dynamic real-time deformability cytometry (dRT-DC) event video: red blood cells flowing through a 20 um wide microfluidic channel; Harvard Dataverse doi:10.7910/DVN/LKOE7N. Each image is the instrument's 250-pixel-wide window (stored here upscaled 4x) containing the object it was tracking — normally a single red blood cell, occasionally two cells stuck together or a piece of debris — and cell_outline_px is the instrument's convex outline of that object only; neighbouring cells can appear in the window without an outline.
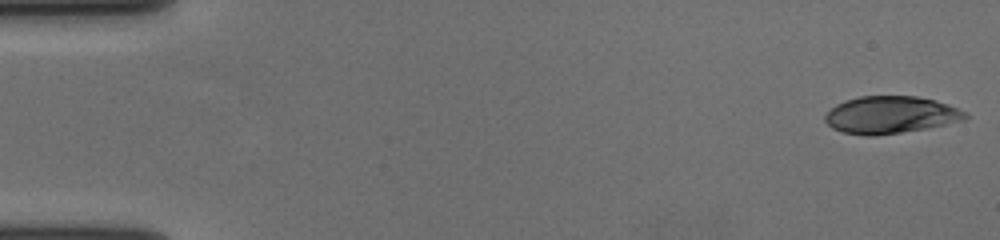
{"species": "human", "species_latin": "Homo sapiens", "temperature_condition": "cold", "stored_images_in_passage": 56, "camera_frame_rate_fps": 3000, "um_per_image_px": 0.085, "donor": {"sex": "female"}, "frame": {"image": 1, "passage_image": 1, "time_ms": 0.0, "image_size_px": [1000, 240], "cell_outline_px": [[968, 116], [964, 120], [928, 128], [872, 136], [864, 136], [840, 132], [832, 128], [824, 120], [824, 116], [836, 104], [844, 100], [860, 96], [916, 96], [936, 100], [948, 104], [968, 112]], "centroid_in_image_um": [75.7, 9.76], "position_along_channel_um": 9.3, "area_um2": 30.63}}
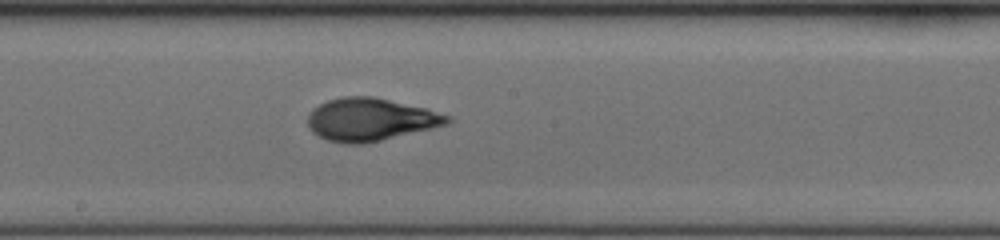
{"frame": {"image": 2, "passage_image": 31, "time_ms": 10.0, "image_size_px": [1000, 240], "cell_outline_px": [[452, 120], [448, 124], [432, 128], [364, 144], [344, 144], [328, 140], [312, 132], [308, 128], [308, 116], [312, 108], [328, 100], [340, 96], [372, 96], [428, 108], [452, 116]], "centroid_in_image_um": [31.49, 10.15], "position_along_channel_um": 216.7, "area_um2": 34.97}}
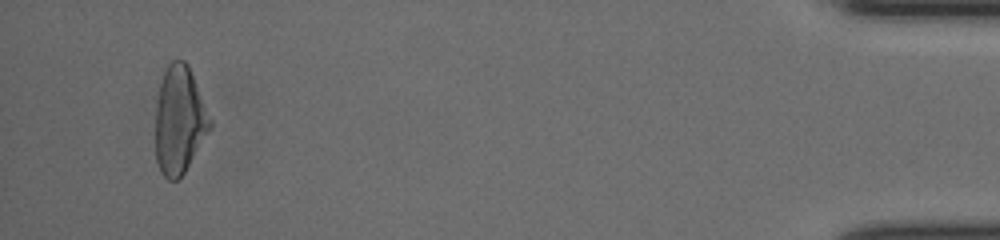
{"frame": {"image": 3, "passage_image": 54, "time_ms": 17.667, "image_size_px": [1000, 240], "cell_outline_px": [[212, 124], [184, 172], [176, 180], [168, 180], [160, 172], [156, 160], [156, 108], [160, 84], [164, 72], [168, 64], [172, 60], [184, 60], [188, 64], [212, 120]], "centroid_in_image_um": [15.23, 10.19], "position_along_channel_um": 420.0, "area_um2": 33.76}, "authors_computed_cell_mechanics": {"area_um2": 33.3795, "velocity_mm_per_s": 3.6653, "shape_relaxation_time_tau1_ms": 3.6451, "shape_relaxation_time_tau2_ms": 1.1831, "deformation_change_tau1": 0.1849, "deformation_change_tau2": 0.0688}}